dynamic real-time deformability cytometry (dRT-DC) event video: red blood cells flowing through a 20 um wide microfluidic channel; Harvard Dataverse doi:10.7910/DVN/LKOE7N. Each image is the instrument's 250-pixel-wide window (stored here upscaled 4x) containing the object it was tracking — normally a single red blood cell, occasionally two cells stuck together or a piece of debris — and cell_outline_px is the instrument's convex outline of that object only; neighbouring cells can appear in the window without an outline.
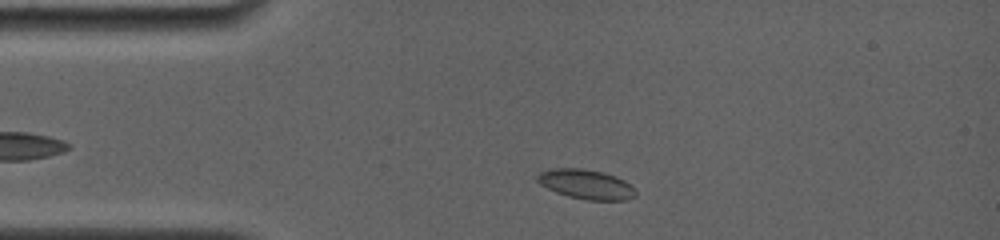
{"species": "common noctule bat (a hibernating species)", "species_latin": "Nyctalus noctula", "temperature_condition": "room temperature", "stored_images_in_passage": 2, "camera_frame_rate_fps": 4000, "um_per_image_px": 0.085, "animal": {"sex": "female", "body_mass_g": 19.0, "forearm_length_mm": 56.7}, "frame": {"image": 1, "passage_image": 1, "time_ms": 0.0, "image_size_px": [1000, 240], "cell_outline_px": [[636, 196], [628, 200], [584, 200], [568, 196], [556, 192], [540, 184], [536, 180], [536, 176], [540, 172], [548, 168], [584, 168], [604, 172], [616, 176], [632, 184], [636, 188]], "centroid_in_image_um": [49.85, 15.66], "position_along_channel_um": 35.2, "area_um2": 17.34}}